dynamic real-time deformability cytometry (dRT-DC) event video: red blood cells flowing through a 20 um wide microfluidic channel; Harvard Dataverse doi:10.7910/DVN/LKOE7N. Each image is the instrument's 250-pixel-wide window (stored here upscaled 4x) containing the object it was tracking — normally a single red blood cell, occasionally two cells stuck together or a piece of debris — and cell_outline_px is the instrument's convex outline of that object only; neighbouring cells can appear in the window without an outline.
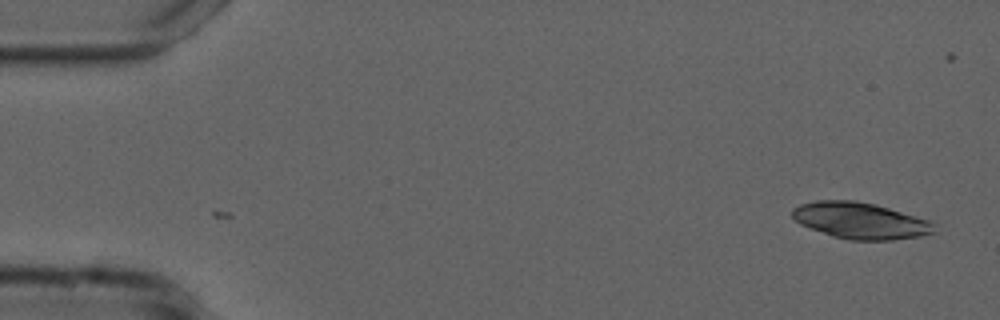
{"species": "common noctule bat (a hibernating species)", "species_latin": "Nyctalus noctula", "temperature_condition": "cold", "stored_images_in_passage": 5, "camera_frame_rate_fps": 3000, "um_per_image_px": 0.085, "animal": {"sex": "male", "forearm_length_mm": 52.5}, "frame": {"image": 1, "passage_image": 5, "time_ms": 1.333, "image_size_px": [1000, 320], "cell_outline_px": [[936, 232], [920, 236], [892, 240], [848, 240], [832, 236], [800, 224], [792, 216], [792, 208], [800, 204], [816, 200], [856, 200], [876, 204], [932, 220], [936, 224]], "centroid_in_image_um": [73.18, 18.75], "position_along_channel_um": 11.8, "area_um2": 30.46}}